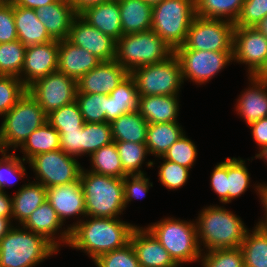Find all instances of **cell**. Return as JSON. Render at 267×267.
<instances>
[{
	"label": "cell",
	"mask_w": 267,
	"mask_h": 267,
	"mask_svg": "<svg viewBox=\"0 0 267 267\" xmlns=\"http://www.w3.org/2000/svg\"><path fill=\"white\" fill-rule=\"evenodd\" d=\"M22 159L28 162L32 157L60 149V134L48 122L33 131L20 147Z\"/></svg>",
	"instance_id": "cell-33"
},
{
	"label": "cell",
	"mask_w": 267,
	"mask_h": 267,
	"mask_svg": "<svg viewBox=\"0 0 267 267\" xmlns=\"http://www.w3.org/2000/svg\"><path fill=\"white\" fill-rule=\"evenodd\" d=\"M195 16V0H163L153 7L151 30L175 51L184 44Z\"/></svg>",
	"instance_id": "cell-7"
},
{
	"label": "cell",
	"mask_w": 267,
	"mask_h": 267,
	"mask_svg": "<svg viewBox=\"0 0 267 267\" xmlns=\"http://www.w3.org/2000/svg\"><path fill=\"white\" fill-rule=\"evenodd\" d=\"M131 75L138 96L178 95L184 83L181 64L175 54L160 63L136 68Z\"/></svg>",
	"instance_id": "cell-8"
},
{
	"label": "cell",
	"mask_w": 267,
	"mask_h": 267,
	"mask_svg": "<svg viewBox=\"0 0 267 267\" xmlns=\"http://www.w3.org/2000/svg\"><path fill=\"white\" fill-rule=\"evenodd\" d=\"M9 2H10V0H0V5L7 4Z\"/></svg>",
	"instance_id": "cell-64"
},
{
	"label": "cell",
	"mask_w": 267,
	"mask_h": 267,
	"mask_svg": "<svg viewBox=\"0 0 267 267\" xmlns=\"http://www.w3.org/2000/svg\"><path fill=\"white\" fill-rule=\"evenodd\" d=\"M78 15L92 27L115 41L123 35L118 1H108L90 6Z\"/></svg>",
	"instance_id": "cell-24"
},
{
	"label": "cell",
	"mask_w": 267,
	"mask_h": 267,
	"mask_svg": "<svg viewBox=\"0 0 267 267\" xmlns=\"http://www.w3.org/2000/svg\"><path fill=\"white\" fill-rule=\"evenodd\" d=\"M267 60V38L256 27H235L233 61L248 66L247 72L255 76Z\"/></svg>",
	"instance_id": "cell-14"
},
{
	"label": "cell",
	"mask_w": 267,
	"mask_h": 267,
	"mask_svg": "<svg viewBox=\"0 0 267 267\" xmlns=\"http://www.w3.org/2000/svg\"><path fill=\"white\" fill-rule=\"evenodd\" d=\"M254 158L264 159L267 163V146H264L260 151H258Z\"/></svg>",
	"instance_id": "cell-62"
},
{
	"label": "cell",
	"mask_w": 267,
	"mask_h": 267,
	"mask_svg": "<svg viewBox=\"0 0 267 267\" xmlns=\"http://www.w3.org/2000/svg\"><path fill=\"white\" fill-rule=\"evenodd\" d=\"M75 158L58 149L38 154L27 163L36 173L34 181L41 183L45 188H50L80 179L83 167Z\"/></svg>",
	"instance_id": "cell-11"
},
{
	"label": "cell",
	"mask_w": 267,
	"mask_h": 267,
	"mask_svg": "<svg viewBox=\"0 0 267 267\" xmlns=\"http://www.w3.org/2000/svg\"><path fill=\"white\" fill-rule=\"evenodd\" d=\"M0 240V267H35L59 250L45 237L21 226Z\"/></svg>",
	"instance_id": "cell-4"
},
{
	"label": "cell",
	"mask_w": 267,
	"mask_h": 267,
	"mask_svg": "<svg viewBox=\"0 0 267 267\" xmlns=\"http://www.w3.org/2000/svg\"><path fill=\"white\" fill-rule=\"evenodd\" d=\"M46 200L55 209L63 224L68 217L87 216L84 191L80 179L68 184L47 188Z\"/></svg>",
	"instance_id": "cell-20"
},
{
	"label": "cell",
	"mask_w": 267,
	"mask_h": 267,
	"mask_svg": "<svg viewBox=\"0 0 267 267\" xmlns=\"http://www.w3.org/2000/svg\"><path fill=\"white\" fill-rule=\"evenodd\" d=\"M174 54L153 30L122 35L116 41L115 61L129 74L144 65L160 63Z\"/></svg>",
	"instance_id": "cell-5"
},
{
	"label": "cell",
	"mask_w": 267,
	"mask_h": 267,
	"mask_svg": "<svg viewBox=\"0 0 267 267\" xmlns=\"http://www.w3.org/2000/svg\"><path fill=\"white\" fill-rule=\"evenodd\" d=\"M148 125L139 111L121 115L110 123L113 141L145 143Z\"/></svg>",
	"instance_id": "cell-31"
},
{
	"label": "cell",
	"mask_w": 267,
	"mask_h": 267,
	"mask_svg": "<svg viewBox=\"0 0 267 267\" xmlns=\"http://www.w3.org/2000/svg\"><path fill=\"white\" fill-rule=\"evenodd\" d=\"M147 228L178 266L197 260L199 262L202 252L197 241V225L194 221L167 217L148 225Z\"/></svg>",
	"instance_id": "cell-6"
},
{
	"label": "cell",
	"mask_w": 267,
	"mask_h": 267,
	"mask_svg": "<svg viewBox=\"0 0 267 267\" xmlns=\"http://www.w3.org/2000/svg\"><path fill=\"white\" fill-rule=\"evenodd\" d=\"M148 5L154 7L163 0H144Z\"/></svg>",
	"instance_id": "cell-63"
},
{
	"label": "cell",
	"mask_w": 267,
	"mask_h": 267,
	"mask_svg": "<svg viewBox=\"0 0 267 267\" xmlns=\"http://www.w3.org/2000/svg\"><path fill=\"white\" fill-rule=\"evenodd\" d=\"M101 62L92 53L72 44L67 39L59 41L57 71L66 76L78 81Z\"/></svg>",
	"instance_id": "cell-21"
},
{
	"label": "cell",
	"mask_w": 267,
	"mask_h": 267,
	"mask_svg": "<svg viewBox=\"0 0 267 267\" xmlns=\"http://www.w3.org/2000/svg\"><path fill=\"white\" fill-rule=\"evenodd\" d=\"M174 54L181 64L183 80L190 79L198 85L207 83L233 62V52L176 49Z\"/></svg>",
	"instance_id": "cell-12"
},
{
	"label": "cell",
	"mask_w": 267,
	"mask_h": 267,
	"mask_svg": "<svg viewBox=\"0 0 267 267\" xmlns=\"http://www.w3.org/2000/svg\"><path fill=\"white\" fill-rule=\"evenodd\" d=\"M184 133L174 142L163 155V158L178 163L179 165L192 168L197 159V146Z\"/></svg>",
	"instance_id": "cell-44"
},
{
	"label": "cell",
	"mask_w": 267,
	"mask_h": 267,
	"mask_svg": "<svg viewBox=\"0 0 267 267\" xmlns=\"http://www.w3.org/2000/svg\"><path fill=\"white\" fill-rule=\"evenodd\" d=\"M257 78L267 82V60L262 69L255 75Z\"/></svg>",
	"instance_id": "cell-61"
},
{
	"label": "cell",
	"mask_w": 267,
	"mask_h": 267,
	"mask_svg": "<svg viewBox=\"0 0 267 267\" xmlns=\"http://www.w3.org/2000/svg\"><path fill=\"white\" fill-rule=\"evenodd\" d=\"M128 74L115 60L102 61L77 81L78 91L109 95Z\"/></svg>",
	"instance_id": "cell-17"
},
{
	"label": "cell",
	"mask_w": 267,
	"mask_h": 267,
	"mask_svg": "<svg viewBox=\"0 0 267 267\" xmlns=\"http://www.w3.org/2000/svg\"><path fill=\"white\" fill-rule=\"evenodd\" d=\"M257 186H254L257 194H259L261 204H263L264 211H265V218L263 220L258 221L257 225H263L267 227V183L263 184H256Z\"/></svg>",
	"instance_id": "cell-56"
},
{
	"label": "cell",
	"mask_w": 267,
	"mask_h": 267,
	"mask_svg": "<svg viewBox=\"0 0 267 267\" xmlns=\"http://www.w3.org/2000/svg\"><path fill=\"white\" fill-rule=\"evenodd\" d=\"M18 40L14 22V5H0V44Z\"/></svg>",
	"instance_id": "cell-50"
},
{
	"label": "cell",
	"mask_w": 267,
	"mask_h": 267,
	"mask_svg": "<svg viewBox=\"0 0 267 267\" xmlns=\"http://www.w3.org/2000/svg\"><path fill=\"white\" fill-rule=\"evenodd\" d=\"M130 243L140 267H179L147 227L136 226L131 234Z\"/></svg>",
	"instance_id": "cell-18"
},
{
	"label": "cell",
	"mask_w": 267,
	"mask_h": 267,
	"mask_svg": "<svg viewBox=\"0 0 267 267\" xmlns=\"http://www.w3.org/2000/svg\"><path fill=\"white\" fill-rule=\"evenodd\" d=\"M77 90V81L59 71L36 80L27 88L47 115L76 101Z\"/></svg>",
	"instance_id": "cell-13"
},
{
	"label": "cell",
	"mask_w": 267,
	"mask_h": 267,
	"mask_svg": "<svg viewBox=\"0 0 267 267\" xmlns=\"http://www.w3.org/2000/svg\"><path fill=\"white\" fill-rule=\"evenodd\" d=\"M59 0H10V3L14 6H21L24 8L38 9L39 7L46 6L50 3L57 2Z\"/></svg>",
	"instance_id": "cell-54"
},
{
	"label": "cell",
	"mask_w": 267,
	"mask_h": 267,
	"mask_svg": "<svg viewBox=\"0 0 267 267\" xmlns=\"http://www.w3.org/2000/svg\"><path fill=\"white\" fill-rule=\"evenodd\" d=\"M149 180L146 174L126 175L123 177L125 208L133 199L145 198L149 188L153 186Z\"/></svg>",
	"instance_id": "cell-49"
},
{
	"label": "cell",
	"mask_w": 267,
	"mask_h": 267,
	"mask_svg": "<svg viewBox=\"0 0 267 267\" xmlns=\"http://www.w3.org/2000/svg\"><path fill=\"white\" fill-rule=\"evenodd\" d=\"M178 96H139L138 111L149 124L178 122Z\"/></svg>",
	"instance_id": "cell-25"
},
{
	"label": "cell",
	"mask_w": 267,
	"mask_h": 267,
	"mask_svg": "<svg viewBox=\"0 0 267 267\" xmlns=\"http://www.w3.org/2000/svg\"><path fill=\"white\" fill-rule=\"evenodd\" d=\"M0 158V190L4 191L5 187L13 186L18 179L26 175L25 161L13 153H3ZM24 163V164H23ZM17 180H16V179ZM15 179V180H12Z\"/></svg>",
	"instance_id": "cell-45"
},
{
	"label": "cell",
	"mask_w": 267,
	"mask_h": 267,
	"mask_svg": "<svg viewBox=\"0 0 267 267\" xmlns=\"http://www.w3.org/2000/svg\"><path fill=\"white\" fill-rule=\"evenodd\" d=\"M205 252L199 259L203 267H245L241 248H217Z\"/></svg>",
	"instance_id": "cell-42"
},
{
	"label": "cell",
	"mask_w": 267,
	"mask_h": 267,
	"mask_svg": "<svg viewBox=\"0 0 267 267\" xmlns=\"http://www.w3.org/2000/svg\"><path fill=\"white\" fill-rule=\"evenodd\" d=\"M27 92L18 77L0 75V116L3 117Z\"/></svg>",
	"instance_id": "cell-43"
},
{
	"label": "cell",
	"mask_w": 267,
	"mask_h": 267,
	"mask_svg": "<svg viewBox=\"0 0 267 267\" xmlns=\"http://www.w3.org/2000/svg\"><path fill=\"white\" fill-rule=\"evenodd\" d=\"M67 40L78 47L86 49L101 61L115 59L116 41L92 27L79 15L72 22Z\"/></svg>",
	"instance_id": "cell-16"
},
{
	"label": "cell",
	"mask_w": 267,
	"mask_h": 267,
	"mask_svg": "<svg viewBox=\"0 0 267 267\" xmlns=\"http://www.w3.org/2000/svg\"><path fill=\"white\" fill-rule=\"evenodd\" d=\"M210 186L212 190L218 195L221 203L228 204V190H227V158L225 161L217 163L210 177Z\"/></svg>",
	"instance_id": "cell-51"
},
{
	"label": "cell",
	"mask_w": 267,
	"mask_h": 267,
	"mask_svg": "<svg viewBox=\"0 0 267 267\" xmlns=\"http://www.w3.org/2000/svg\"><path fill=\"white\" fill-rule=\"evenodd\" d=\"M59 41L26 47L24 65L18 78L28 88L36 80L57 71Z\"/></svg>",
	"instance_id": "cell-15"
},
{
	"label": "cell",
	"mask_w": 267,
	"mask_h": 267,
	"mask_svg": "<svg viewBox=\"0 0 267 267\" xmlns=\"http://www.w3.org/2000/svg\"><path fill=\"white\" fill-rule=\"evenodd\" d=\"M267 16V0H245L235 27H255Z\"/></svg>",
	"instance_id": "cell-48"
},
{
	"label": "cell",
	"mask_w": 267,
	"mask_h": 267,
	"mask_svg": "<svg viewBox=\"0 0 267 267\" xmlns=\"http://www.w3.org/2000/svg\"><path fill=\"white\" fill-rule=\"evenodd\" d=\"M247 230L241 244L245 267H267V227L257 225Z\"/></svg>",
	"instance_id": "cell-32"
},
{
	"label": "cell",
	"mask_w": 267,
	"mask_h": 267,
	"mask_svg": "<svg viewBox=\"0 0 267 267\" xmlns=\"http://www.w3.org/2000/svg\"><path fill=\"white\" fill-rule=\"evenodd\" d=\"M93 262L97 267H140L131 243L123 248L101 254Z\"/></svg>",
	"instance_id": "cell-46"
},
{
	"label": "cell",
	"mask_w": 267,
	"mask_h": 267,
	"mask_svg": "<svg viewBox=\"0 0 267 267\" xmlns=\"http://www.w3.org/2000/svg\"><path fill=\"white\" fill-rule=\"evenodd\" d=\"M79 14L85 8L101 3V0H67Z\"/></svg>",
	"instance_id": "cell-57"
},
{
	"label": "cell",
	"mask_w": 267,
	"mask_h": 267,
	"mask_svg": "<svg viewBox=\"0 0 267 267\" xmlns=\"http://www.w3.org/2000/svg\"><path fill=\"white\" fill-rule=\"evenodd\" d=\"M89 157H91L90 162L92 164V168L89 170L91 172L115 178H123L128 175L123 170L114 141L101 147Z\"/></svg>",
	"instance_id": "cell-35"
},
{
	"label": "cell",
	"mask_w": 267,
	"mask_h": 267,
	"mask_svg": "<svg viewBox=\"0 0 267 267\" xmlns=\"http://www.w3.org/2000/svg\"><path fill=\"white\" fill-rule=\"evenodd\" d=\"M47 122L58 132L82 130L84 120L76 101L64 105L47 115Z\"/></svg>",
	"instance_id": "cell-41"
},
{
	"label": "cell",
	"mask_w": 267,
	"mask_h": 267,
	"mask_svg": "<svg viewBox=\"0 0 267 267\" xmlns=\"http://www.w3.org/2000/svg\"><path fill=\"white\" fill-rule=\"evenodd\" d=\"M163 159V163L158 166V178L160 183L166 187V189L176 190L184 186L189 178L190 168L183 167L178 163H174Z\"/></svg>",
	"instance_id": "cell-47"
},
{
	"label": "cell",
	"mask_w": 267,
	"mask_h": 267,
	"mask_svg": "<svg viewBox=\"0 0 267 267\" xmlns=\"http://www.w3.org/2000/svg\"><path fill=\"white\" fill-rule=\"evenodd\" d=\"M234 23L195 16L182 46L177 49L233 52Z\"/></svg>",
	"instance_id": "cell-10"
},
{
	"label": "cell",
	"mask_w": 267,
	"mask_h": 267,
	"mask_svg": "<svg viewBox=\"0 0 267 267\" xmlns=\"http://www.w3.org/2000/svg\"><path fill=\"white\" fill-rule=\"evenodd\" d=\"M63 225L65 224L59 219L55 209L45 200L21 226L42 235L60 250L61 244L68 245L70 239V229L67 227V229L61 230ZM57 234L59 237L56 236Z\"/></svg>",
	"instance_id": "cell-19"
},
{
	"label": "cell",
	"mask_w": 267,
	"mask_h": 267,
	"mask_svg": "<svg viewBox=\"0 0 267 267\" xmlns=\"http://www.w3.org/2000/svg\"><path fill=\"white\" fill-rule=\"evenodd\" d=\"M123 35L151 30L153 7L144 0H119Z\"/></svg>",
	"instance_id": "cell-28"
},
{
	"label": "cell",
	"mask_w": 267,
	"mask_h": 267,
	"mask_svg": "<svg viewBox=\"0 0 267 267\" xmlns=\"http://www.w3.org/2000/svg\"><path fill=\"white\" fill-rule=\"evenodd\" d=\"M250 179L245 160L235 157L227 158L228 203L245 193L250 186Z\"/></svg>",
	"instance_id": "cell-36"
},
{
	"label": "cell",
	"mask_w": 267,
	"mask_h": 267,
	"mask_svg": "<svg viewBox=\"0 0 267 267\" xmlns=\"http://www.w3.org/2000/svg\"><path fill=\"white\" fill-rule=\"evenodd\" d=\"M60 134V149L66 154L82 156V130L58 132Z\"/></svg>",
	"instance_id": "cell-52"
},
{
	"label": "cell",
	"mask_w": 267,
	"mask_h": 267,
	"mask_svg": "<svg viewBox=\"0 0 267 267\" xmlns=\"http://www.w3.org/2000/svg\"><path fill=\"white\" fill-rule=\"evenodd\" d=\"M90 219V220H89ZM86 221L73 222L68 246L87 253L93 261L109 251L120 249L130 243V237L137 225L114 218L91 217Z\"/></svg>",
	"instance_id": "cell-1"
},
{
	"label": "cell",
	"mask_w": 267,
	"mask_h": 267,
	"mask_svg": "<svg viewBox=\"0 0 267 267\" xmlns=\"http://www.w3.org/2000/svg\"><path fill=\"white\" fill-rule=\"evenodd\" d=\"M198 215L195 222L201 252L205 248L209 251L217 248L241 247L248 229L238 215L219 205L205 207Z\"/></svg>",
	"instance_id": "cell-2"
},
{
	"label": "cell",
	"mask_w": 267,
	"mask_h": 267,
	"mask_svg": "<svg viewBox=\"0 0 267 267\" xmlns=\"http://www.w3.org/2000/svg\"><path fill=\"white\" fill-rule=\"evenodd\" d=\"M113 142L110 123H87L82 128V155L91 156L101 147Z\"/></svg>",
	"instance_id": "cell-38"
},
{
	"label": "cell",
	"mask_w": 267,
	"mask_h": 267,
	"mask_svg": "<svg viewBox=\"0 0 267 267\" xmlns=\"http://www.w3.org/2000/svg\"><path fill=\"white\" fill-rule=\"evenodd\" d=\"M183 131L178 122L150 123L145 142L148 153L158 158L163 157L168 148L185 133Z\"/></svg>",
	"instance_id": "cell-30"
},
{
	"label": "cell",
	"mask_w": 267,
	"mask_h": 267,
	"mask_svg": "<svg viewBox=\"0 0 267 267\" xmlns=\"http://www.w3.org/2000/svg\"><path fill=\"white\" fill-rule=\"evenodd\" d=\"M76 103L84 122H107V95L80 93L77 90Z\"/></svg>",
	"instance_id": "cell-37"
},
{
	"label": "cell",
	"mask_w": 267,
	"mask_h": 267,
	"mask_svg": "<svg viewBox=\"0 0 267 267\" xmlns=\"http://www.w3.org/2000/svg\"><path fill=\"white\" fill-rule=\"evenodd\" d=\"M26 46L15 40L0 44V75L18 77L24 65Z\"/></svg>",
	"instance_id": "cell-39"
},
{
	"label": "cell",
	"mask_w": 267,
	"mask_h": 267,
	"mask_svg": "<svg viewBox=\"0 0 267 267\" xmlns=\"http://www.w3.org/2000/svg\"><path fill=\"white\" fill-rule=\"evenodd\" d=\"M36 15L50 37L60 41L67 39L72 22L78 14L67 0H59L39 7Z\"/></svg>",
	"instance_id": "cell-22"
},
{
	"label": "cell",
	"mask_w": 267,
	"mask_h": 267,
	"mask_svg": "<svg viewBox=\"0 0 267 267\" xmlns=\"http://www.w3.org/2000/svg\"><path fill=\"white\" fill-rule=\"evenodd\" d=\"M247 78L249 86L239 95L235 108L237 114H240L248 126L252 122L267 117V82L253 75Z\"/></svg>",
	"instance_id": "cell-23"
},
{
	"label": "cell",
	"mask_w": 267,
	"mask_h": 267,
	"mask_svg": "<svg viewBox=\"0 0 267 267\" xmlns=\"http://www.w3.org/2000/svg\"><path fill=\"white\" fill-rule=\"evenodd\" d=\"M14 22L18 40L26 47L53 41L38 19L35 9L14 6Z\"/></svg>",
	"instance_id": "cell-27"
},
{
	"label": "cell",
	"mask_w": 267,
	"mask_h": 267,
	"mask_svg": "<svg viewBox=\"0 0 267 267\" xmlns=\"http://www.w3.org/2000/svg\"><path fill=\"white\" fill-rule=\"evenodd\" d=\"M267 38V16L255 26Z\"/></svg>",
	"instance_id": "cell-59"
},
{
	"label": "cell",
	"mask_w": 267,
	"mask_h": 267,
	"mask_svg": "<svg viewBox=\"0 0 267 267\" xmlns=\"http://www.w3.org/2000/svg\"><path fill=\"white\" fill-rule=\"evenodd\" d=\"M8 151L5 141H4V137H3V123H1L0 126V153H6Z\"/></svg>",
	"instance_id": "cell-60"
},
{
	"label": "cell",
	"mask_w": 267,
	"mask_h": 267,
	"mask_svg": "<svg viewBox=\"0 0 267 267\" xmlns=\"http://www.w3.org/2000/svg\"><path fill=\"white\" fill-rule=\"evenodd\" d=\"M47 188L41 183L29 182L24 184L12 197V222L13 219L21 226L27 218L45 200Z\"/></svg>",
	"instance_id": "cell-29"
},
{
	"label": "cell",
	"mask_w": 267,
	"mask_h": 267,
	"mask_svg": "<svg viewBox=\"0 0 267 267\" xmlns=\"http://www.w3.org/2000/svg\"><path fill=\"white\" fill-rule=\"evenodd\" d=\"M80 181L84 191L86 218H119L118 215L123 214V178L97 174L83 167Z\"/></svg>",
	"instance_id": "cell-3"
},
{
	"label": "cell",
	"mask_w": 267,
	"mask_h": 267,
	"mask_svg": "<svg viewBox=\"0 0 267 267\" xmlns=\"http://www.w3.org/2000/svg\"><path fill=\"white\" fill-rule=\"evenodd\" d=\"M45 122H47V114L26 92L3 116V137L7 149L11 148L15 152L16 148L21 147L29 135Z\"/></svg>",
	"instance_id": "cell-9"
},
{
	"label": "cell",
	"mask_w": 267,
	"mask_h": 267,
	"mask_svg": "<svg viewBox=\"0 0 267 267\" xmlns=\"http://www.w3.org/2000/svg\"><path fill=\"white\" fill-rule=\"evenodd\" d=\"M12 217L0 216V240L12 229Z\"/></svg>",
	"instance_id": "cell-58"
},
{
	"label": "cell",
	"mask_w": 267,
	"mask_h": 267,
	"mask_svg": "<svg viewBox=\"0 0 267 267\" xmlns=\"http://www.w3.org/2000/svg\"><path fill=\"white\" fill-rule=\"evenodd\" d=\"M0 216L12 217V197L10 198L5 191L0 190Z\"/></svg>",
	"instance_id": "cell-55"
},
{
	"label": "cell",
	"mask_w": 267,
	"mask_h": 267,
	"mask_svg": "<svg viewBox=\"0 0 267 267\" xmlns=\"http://www.w3.org/2000/svg\"><path fill=\"white\" fill-rule=\"evenodd\" d=\"M139 96L136 82L128 74L122 82L107 95V123L124 114L138 111Z\"/></svg>",
	"instance_id": "cell-26"
},
{
	"label": "cell",
	"mask_w": 267,
	"mask_h": 267,
	"mask_svg": "<svg viewBox=\"0 0 267 267\" xmlns=\"http://www.w3.org/2000/svg\"><path fill=\"white\" fill-rule=\"evenodd\" d=\"M123 170L128 175L146 174L140 168L147 157L145 143L118 141L115 142Z\"/></svg>",
	"instance_id": "cell-40"
},
{
	"label": "cell",
	"mask_w": 267,
	"mask_h": 267,
	"mask_svg": "<svg viewBox=\"0 0 267 267\" xmlns=\"http://www.w3.org/2000/svg\"><path fill=\"white\" fill-rule=\"evenodd\" d=\"M108 1H119V0H101V3L108 2Z\"/></svg>",
	"instance_id": "cell-65"
},
{
	"label": "cell",
	"mask_w": 267,
	"mask_h": 267,
	"mask_svg": "<svg viewBox=\"0 0 267 267\" xmlns=\"http://www.w3.org/2000/svg\"><path fill=\"white\" fill-rule=\"evenodd\" d=\"M245 0H195V14L201 18L235 23Z\"/></svg>",
	"instance_id": "cell-34"
},
{
	"label": "cell",
	"mask_w": 267,
	"mask_h": 267,
	"mask_svg": "<svg viewBox=\"0 0 267 267\" xmlns=\"http://www.w3.org/2000/svg\"><path fill=\"white\" fill-rule=\"evenodd\" d=\"M248 126L251 129L252 138L258 145V150L262 149L264 146H267V117L252 122Z\"/></svg>",
	"instance_id": "cell-53"
}]
</instances>
